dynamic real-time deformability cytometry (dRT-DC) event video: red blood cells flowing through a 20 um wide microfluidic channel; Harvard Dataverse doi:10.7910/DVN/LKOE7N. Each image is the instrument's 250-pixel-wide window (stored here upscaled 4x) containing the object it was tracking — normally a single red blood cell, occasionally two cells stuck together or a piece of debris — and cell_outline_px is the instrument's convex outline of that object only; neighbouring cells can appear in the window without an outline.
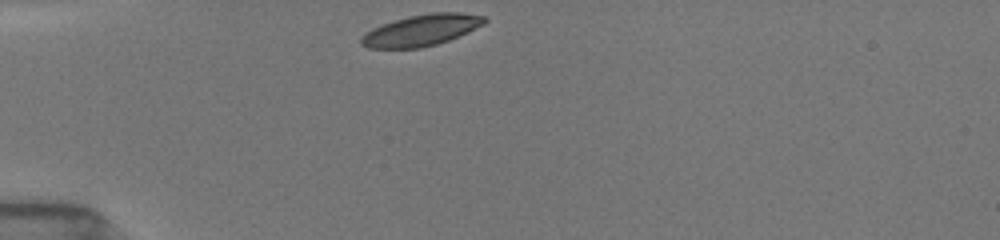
{"species": "common noctule bat (a hibernating species)", "species_latin": "Nyctalus noctula", "temperature_condition": "room temperature", "stored_images_in_passage": 33, "camera_frame_rate_fps": 3000, "um_per_image_px": 0.085, "animal": {"sex": "female", "body_mass_g": 19.5, "forearm_length_mm": 54.1}, "frame": {"image": 1, "passage_image": 1, "time_ms": 0.0, "image_size_px": [1000, 240], "cell_outline_px": [[488, 20], [484, 24], [468, 32], [448, 40], [436, 44], [420, 48], [368, 48], [360, 44], [360, 36], [364, 32], [372, 28], [408, 16], [432, 12], [460, 12], [484, 16]], "centroid_in_image_um": [35.8, 2.57], "position_along_channel_um": 49.2, "area_um2": 22.48}}
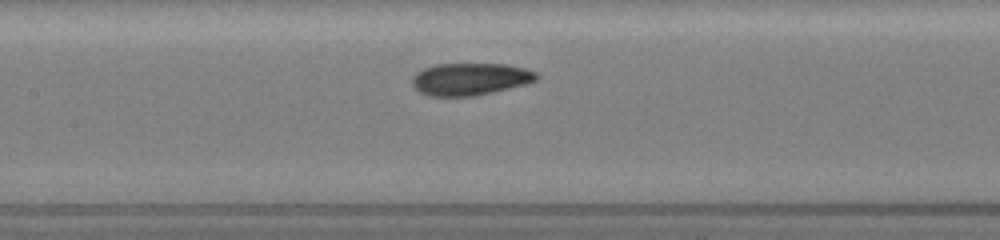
{"frame": {"image": 2, "passage_image": 12, "time_ms": 3.667, "image_size_px": [1000, 240], "cell_outline_px": [[540, 76], [536, 80], [528, 84], [476, 96], [428, 96], [420, 92], [412, 84], [412, 76], [416, 72], [424, 68], [436, 64], [508, 64], [524, 68], [536, 72]], "centroid_in_image_um": [39.98, 6.72], "position_along_channel_um": 167.4, "area_um2": 23.58}}
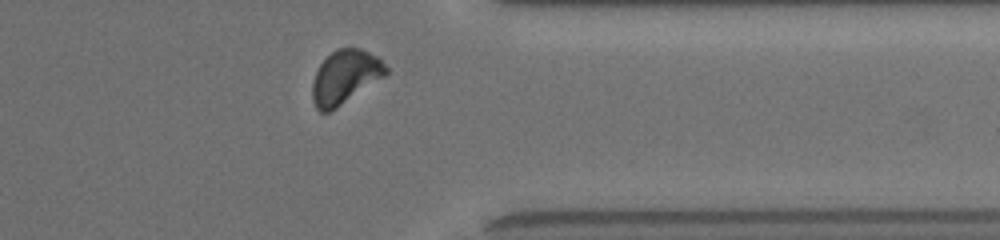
{"frame": {"image": 3, "passage_image": 29, "time_ms": 9.333, "image_size_px": [1000, 240], "cell_outline_px": [[388, 72], [384, 76], [336, 108], [328, 112], [320, 112], [316, 108], [312, 100], [312, 84], [316, 72], [320, 64], [336, 48], [360, 48], [380, 56], [388, 68]], "centroid_in_image_um": [29.34, 6.52], "position_along_channel_um": 382.1, "area_um2": 22.95}, "authors_computed_cell_mechanics": {"area_um2": 23.5824, "velocity_mm_per_s": 3.8689, "shape_relaxation_time_tau1_ms": 3.297, "shape_relaxation_time_tau2_ms": 1.6398, "deformation_change_tau1": 0.1078, "deformation_change_tau2": 0.0697}}